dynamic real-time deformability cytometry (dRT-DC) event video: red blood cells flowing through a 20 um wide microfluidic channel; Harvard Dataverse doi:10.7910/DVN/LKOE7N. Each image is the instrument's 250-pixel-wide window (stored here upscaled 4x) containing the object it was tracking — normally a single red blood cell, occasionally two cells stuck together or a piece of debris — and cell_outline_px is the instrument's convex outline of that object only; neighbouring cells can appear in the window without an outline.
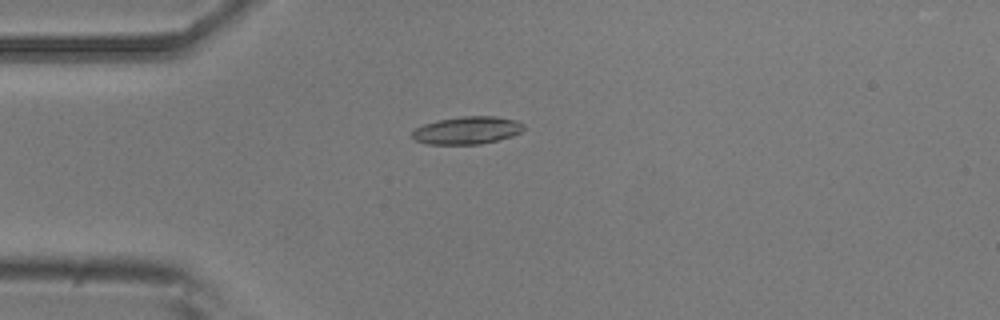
{"species": "common noctule bat (a hibernating species)", "species_latin": "Nyctalus noctula", "temperature_condition": "room temperature", "stored_images_in_passage": 4, "camera_frame_rate_fps": 3000, "um_per_image_px": 0.085, "animal": {"sex": "male", "body_mass_g": 20.5, "forearm_length_mm": 52.5}, "frame": {"image": 1, "passage_image": 4, "time_ms": 3.333, "image_size_px": [1000, 320], "cell_outline_px": [[524, 128], [520, 132], [512, 136], [480, 144], [428, 144], [416, 140], [412, 136], [412, 132], [416, 128], [424, 124], [440, 120], [460, 116], [496, 116], [516, 120], [524, 124]], "centroid_in_image_um": [39.73, 11.07], "position_along_channel_um": 45.3, "area_um2": 17.8}}